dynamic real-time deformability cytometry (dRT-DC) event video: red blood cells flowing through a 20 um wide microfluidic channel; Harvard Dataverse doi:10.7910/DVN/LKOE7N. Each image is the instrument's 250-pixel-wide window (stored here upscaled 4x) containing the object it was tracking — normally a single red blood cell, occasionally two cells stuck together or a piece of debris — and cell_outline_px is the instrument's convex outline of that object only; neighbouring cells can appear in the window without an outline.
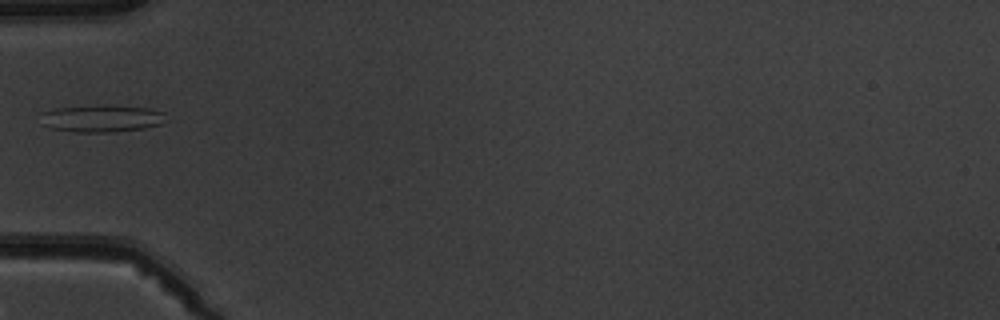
{"species": "common noctule bat (a hibernating species)", "species_latin": "Nyctalus noctula", "temperature_condition": "warm", "stored_images_in_passage": 6, "camera_frame_rate_fps": 3000, "um_per_image_px": 0.085, "animal": {"sex": "male", "body_mass_g": 19.5, "forearm_length_mm": 54.6}, "frame": {"image": 1, "passage_image": 6, "time_ms": 5.667, "image_size_px": [1000, 320], "cell_outline_px": [[168, 120], [160, 124], [144, 128], [116, 132], [76, 132], [52, 128], [40, 124], [40, 112], [52, 108], [96, 104], [148, 108], [164, 112]], "centroid_in_image_um": [8.59, 10.05], "position_along_channel_um": 76.4, "area_um2": 20.4}}